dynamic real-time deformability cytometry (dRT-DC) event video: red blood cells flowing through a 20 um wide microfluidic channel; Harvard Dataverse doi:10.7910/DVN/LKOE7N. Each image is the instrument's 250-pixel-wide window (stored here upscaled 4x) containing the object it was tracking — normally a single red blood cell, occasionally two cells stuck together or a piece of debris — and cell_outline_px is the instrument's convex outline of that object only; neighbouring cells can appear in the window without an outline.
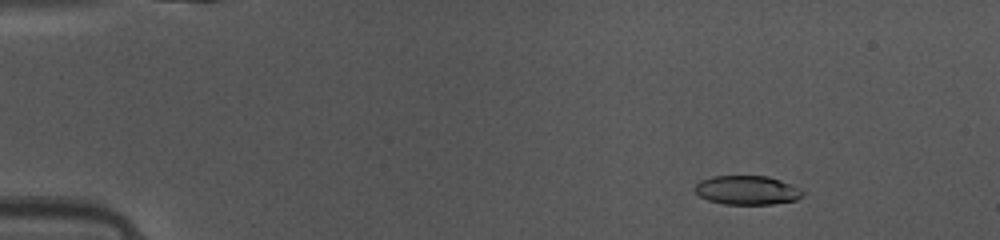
{"species": "common noctule bat (a hibernating species)", "species_latin": "Nyctalus noctula", "temperature_condition": "warm", "stored_images_in_passage": 48, "camera_frame_rate_fps": 3000, "um_per_image_px": 0.085, "animal": {"sex": "female", "body_mass_g": 10.0, "forearm_length_mm": 53.1}, "frame": {"image": 1, "passage_image": 6, "time_ms": 1.667, "image_size_px": [1000, 240], "cell_outline_px": [[804, 196], [796, 200], [772, 204], [724, 204], [708, 200], [700, 196], [692, 188], [700, 180], [712, 176], [768, 176], [792, 184], [800, 188], [804, 192]], "centroid_in_image_um": [63.51, 16.16], "position_along_channel_um": 21.5, "area_um2": 18.38}}
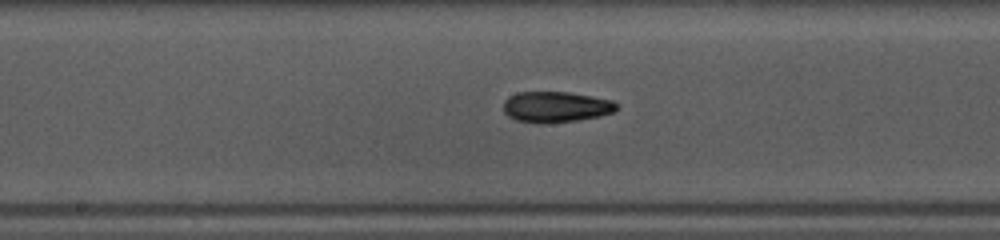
{"frame": {"image": 2, "passage_image": 25, "time_ms": 8.0, "image_size_px": [1000, 240], "cell_outline_px": [[620, 108], [612, 112], [600, 116], [576, 120], [544, 124], [540, 124], [516, 120], [508, 116], [504, 112], [504, 100], [508, 96], [516, 92], [568, 92], [592, 96], [612, 100]], "centroid_in_image_um": [47.23, 9.09], "position_along_channel_um": 201.0, "area_um2": 20.46}}
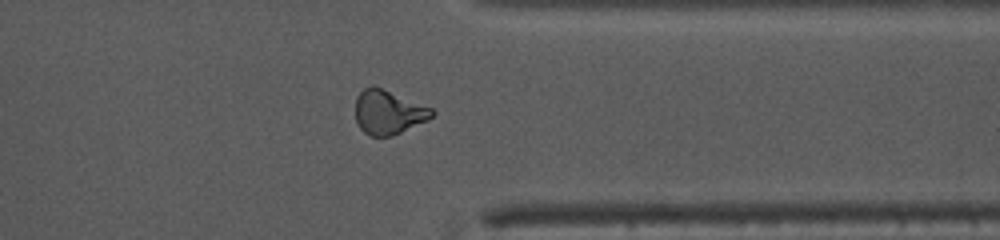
{"frame": {"image": 3, "passage_image": 38, "time_ms": 12.333, "image_size_px": [1000, 240], "cell_outline_px": [[436, 112], [428, 120], [392, 136], [372, 136], [364, 132], [356, 124], [356, 96], [364, 88], [372, 84], [432, 108]], "centroid_in_image_um": [32.99, 9.53], "position_along_channel_um": 378.4, "area_um2": 19.71}, "authors_computed_cell_mechanics": {"area_um2": 19.7387, "velocity_mm_per_s": 4.1598, "shape_relaxation_time_tau1_ms": 6.9973, "shape_relaxation_time_tau2_ms": 3.4043, "deformation_change_tau1": 0.1752, "deformation_change_tau2": 0.1084}}